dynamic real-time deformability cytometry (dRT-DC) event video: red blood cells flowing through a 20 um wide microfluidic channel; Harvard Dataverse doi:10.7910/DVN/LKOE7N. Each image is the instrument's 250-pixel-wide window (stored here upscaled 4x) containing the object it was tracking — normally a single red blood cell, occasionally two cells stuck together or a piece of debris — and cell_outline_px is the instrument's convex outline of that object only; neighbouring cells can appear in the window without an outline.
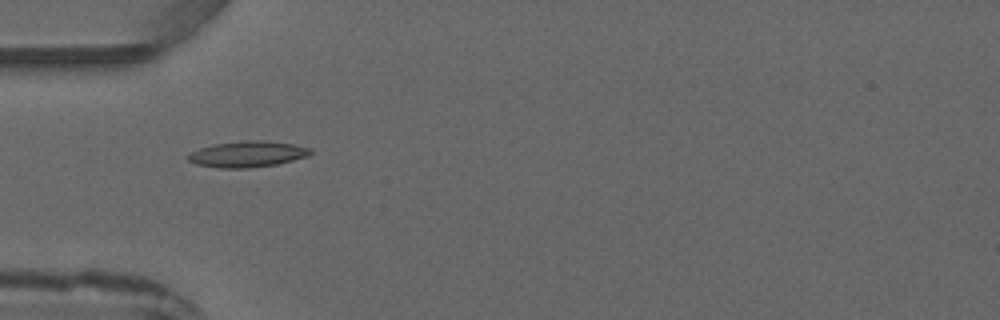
{"species": "common noctule bat (a hibernating species)", "species_latin": "Nyctalus noctula", "temperature_condition": "warm", "stored_images_in_passage": 2, "camera_frame_rate_fps": 3000, "um_per_image_px": 0.085, "animal": {"sex": "male", "forearm_length_mm": 52.5}, "frame": {"image": 1, "passage_image": 2, "time_ms": 1.333, "image_size_px": [1000, 320], "cell_outline_px": [[312, 152], [308, 156], [276, 164], [248, 168], [220, 168], [196, 164], [188, 160], [188, 156], [192, 152], [200, 148], [216, 144], [248, 140], [264, 140], [292, 144], [312, 148]], "centroid_in_image_um": [21.06, 13.1], "position_along_channel_um": 63.9, "area_um2": 18.32}}